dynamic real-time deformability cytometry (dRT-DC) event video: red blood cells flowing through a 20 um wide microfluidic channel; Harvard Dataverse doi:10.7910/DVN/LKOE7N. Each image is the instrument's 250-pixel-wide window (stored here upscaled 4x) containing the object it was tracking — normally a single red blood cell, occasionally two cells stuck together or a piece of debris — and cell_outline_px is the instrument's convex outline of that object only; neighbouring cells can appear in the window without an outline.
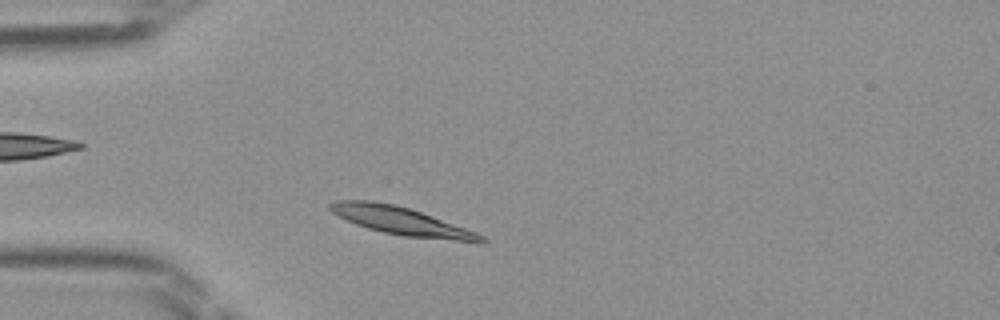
{"species": "Egyptian fruit bat (a non-hibernating species)", "species_latin": "Rousettus aegyptiacus", "temperature_condition": "room temperature", "stored_images_in_passage": 39, "camera_frame_rate_fps": 3000, "um_per_image_px": 0.085, "frame": {"image": 1, "passage_image": 4, "time_ms": 1.0, "image_size_px": [1000, 320], "cell_outline_px": [[488, 240], [484, 244], [480, 244], [404, 236], [384, 232], [368, 228], [356, 224], [332, 212], [328, 208], [328, 204], [336, 200], [372, 200], [396, 204], [432, 216], [476, 232], [484, 236]], "centroid_in_image_um": [34.19, 18.81], "position_along_channel_um": 50.8, "area_um2": 24.74}}
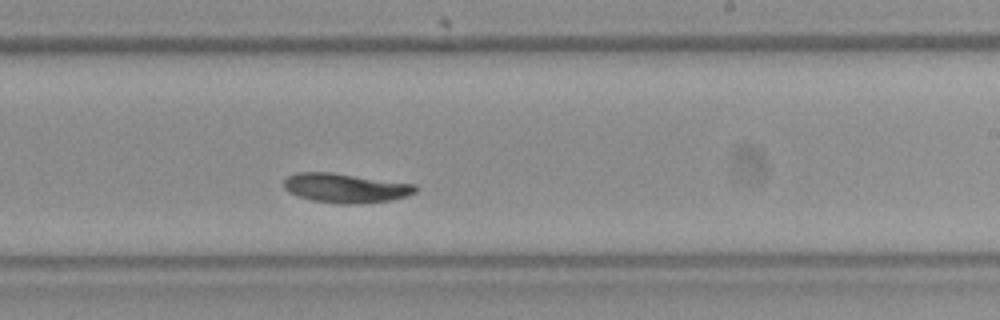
{"frame": {"image": 2, "passage_image": 20, "time_ms": 6.333, "image_size_px": [1000, 320], "cell_outline_px": [[416, 192], [392, 200], [348, 204], [340, 204], [312, 200], [288, 192], [284, 188], [284, 180], [288, 176], [296, 172], [332, 172], [416, 184]], "centroid_in_image_um": [29.35, 15.97], "position_along_channel_um": 259.7, "area_um2": 22.37}}
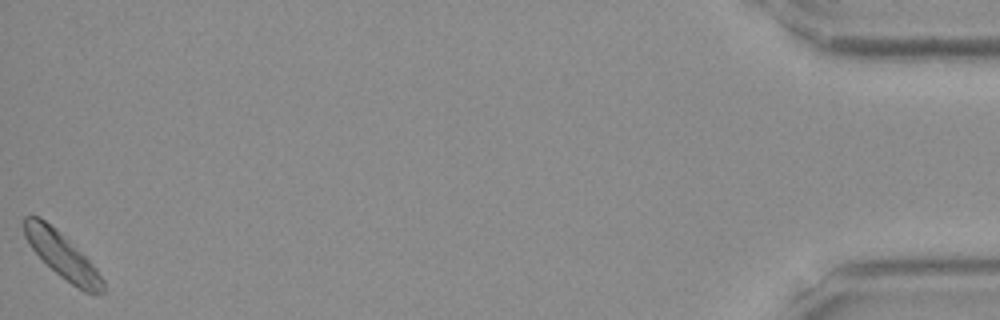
{"frame": {"image": 3, "passage_image": 39, "time_ms": 12.667, "image_size_px": [1000, 320], "cell_outline_px": [[104, 292], [92, 296], [84, 292], [60, 276], [32, 248], [24, 236], [20, 224], [24, 216], [40, 216], [80, 252], [96, 268], [104, 280]], "centroid_in_image_um": [5.27, 21.73], "position_along_channel_um": 429.9, "area_um2": 20.52}}